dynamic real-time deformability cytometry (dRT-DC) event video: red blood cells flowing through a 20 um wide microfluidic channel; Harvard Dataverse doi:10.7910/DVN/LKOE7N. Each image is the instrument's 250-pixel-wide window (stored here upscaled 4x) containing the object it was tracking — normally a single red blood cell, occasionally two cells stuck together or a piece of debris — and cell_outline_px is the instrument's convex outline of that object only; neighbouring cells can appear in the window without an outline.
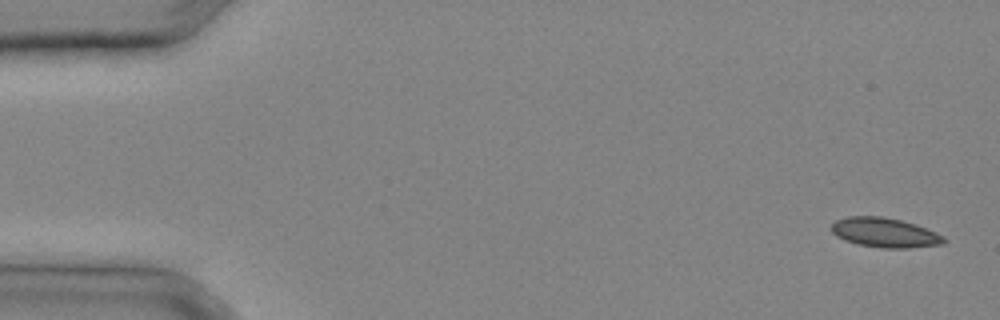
{"species": "common noctule bat (a hibernating species)", "species_latin": "Nyctalus noctula", "temperature_condition": "cold", "stored_images_in_passage": 9, "camera_frame_rate_fps": 3000, "um_per_image_px": 0.085, "animal": {"sex": "male", "body_mass_g": 20.4}, "frame": {"image": 1, "passage_image": 1, "time_ms": 0.0, "image_size_px": [1000, 320], "cell_outline_px": [[948, 240], [944, 244], [908, 248], [880, 248], [860, 244], [844, 240], [836, 236], [832, 232], [832, 224], [836, 220], [848, 216], [884, 216], [916, 224], [936, 232], [944, 236]], "centroid_in_image_um": [75.24, 19.77], "position_along_channel_um": 9.8, "area_um2": 19.48}}
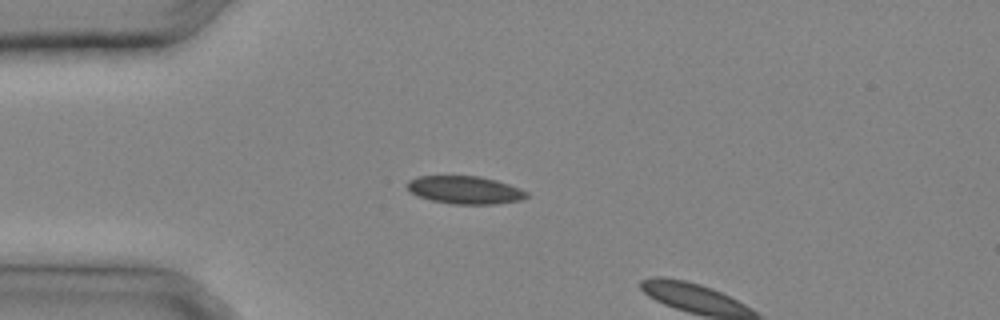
{"frame": {"image": 2, "passage_image": 8, "time_ms": 2.333, "image_size_px": [1000, 320], "cell_outline_px": [[528, 196], [520, 200], [496, 204], [452, 204], [432, 200], [416, 196], [408, 188], [408, 180], [416, 176], [480, 176], [496, 180], [520, 188], [528, 192]], "centroid_in_image_um": [39.52, 16.14], "position_along_channel_um": 45.5, "area_um2": 19.36}}